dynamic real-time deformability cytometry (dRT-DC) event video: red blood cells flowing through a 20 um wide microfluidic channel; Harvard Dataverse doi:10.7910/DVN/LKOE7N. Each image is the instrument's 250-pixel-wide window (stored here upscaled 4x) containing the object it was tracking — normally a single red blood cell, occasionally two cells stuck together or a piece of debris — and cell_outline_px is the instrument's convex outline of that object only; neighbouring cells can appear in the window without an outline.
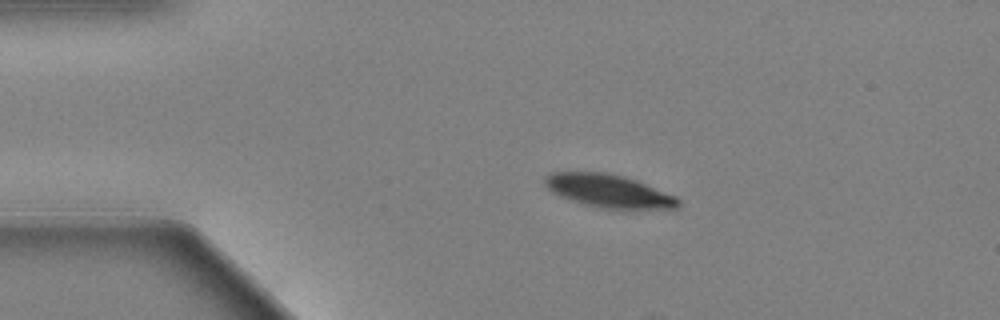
{"species": "Egyptian fruit bat (a non-hibernating species)", "species_latin": "Rousettus aegyptiacus", "temperature_condition": "warm", "stored_images_in_passage": 44, "camera_frame_rate_fps": 3000, "um_per_image_px": 0.085, "animal": {"sex": "female"}, "frame": {"image": 1, "passage_image": 1, "time_ms": 0.0, "image_size_px": [1000, 320], "cell_outline_px": [[680, 204], [676, 208], [600, 208], [584, 204], [560, 196], [552, 192], [544, 184], [544, 176], [552, 172], [604, 172], [624, 176], [636, 180], [676, 196], [680, 200]], "centroid_in_image_um": [51.71, 16.22], "position_along_channel_um": 33.3, "area_um2": 25.43}}
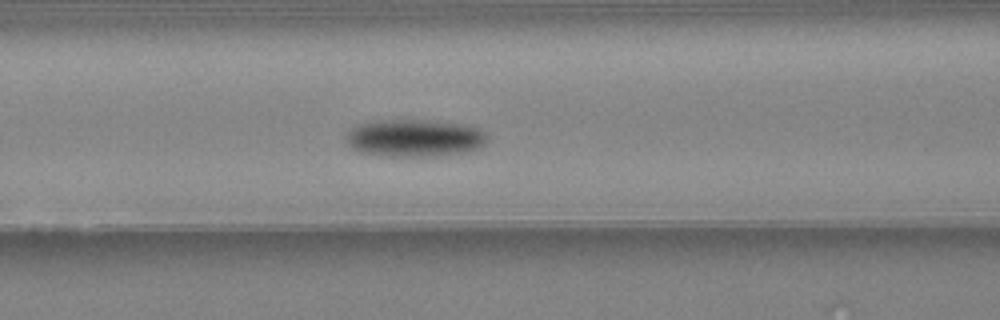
{"frame": {"image": 2, "passage_image": 14, "time_ms": 4.333, "image_size_px": [1000, 320], "cell_outline_px": [[488, 140], [480, 148], [468, 152], [444, 156], [376, 156], [360, 152], [352, 148], [344, 140], [348, 132], [352, 128], [360, 124], [388, 120], [420, 120], [464, 124], [476, 128], [484, 132], [488, 136]], "centroid_in_image_um": [35.26, 11.76], "position_along_channel_um": 131.3, "area_um2": 30.98}}
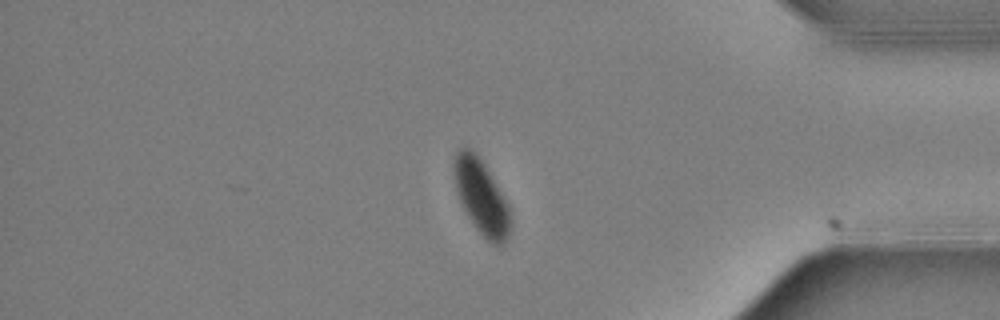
{"frame": {"image": 3, "passage_image": 40, "time_ms": 13.0, "image_size_px": [1000, 320], "cell_outline_px": [[512, 228], [504, 244], [492, 244], [476, 228], [468, 216], [460, 200], [456, 188], [452, 168], [452, 164], [456, 152], [460, 148], [472, 148], [480, 156], [508, 204], [512, 216]], "centroid_in_image_um": [40.93, 16.71], "position_along_channel_um": 394.3, "area_um2": 24.68}, "authors_computed_cell_mechanics": {"area_um2": 29.6225, "velocity_mm_per_s": 3.342, "shape_relaxation_time_tau1_ms": 2.4769, "shape_relaxation_time_tau2_ms": null, "deformation_change_tau1": 0.117, "deformation_change_tau2": null}}